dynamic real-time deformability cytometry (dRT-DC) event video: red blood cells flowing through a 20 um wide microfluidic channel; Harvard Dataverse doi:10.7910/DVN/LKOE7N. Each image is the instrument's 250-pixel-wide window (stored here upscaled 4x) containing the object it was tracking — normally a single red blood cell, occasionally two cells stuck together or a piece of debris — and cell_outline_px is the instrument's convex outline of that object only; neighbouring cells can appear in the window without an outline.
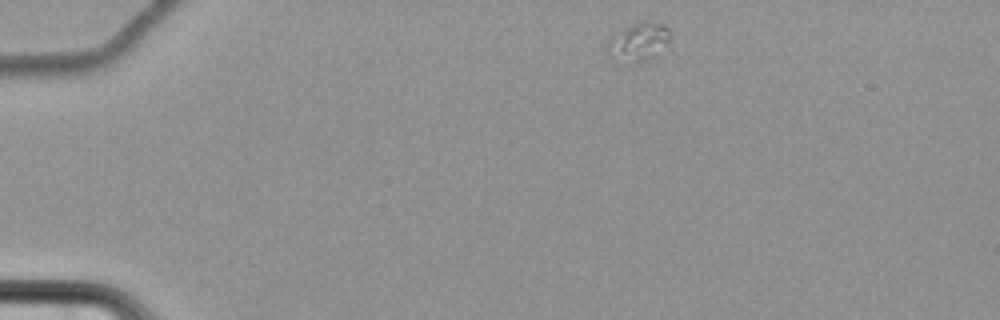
{"species": "common noctule bat (a hibernating species)", "species_latin": "Nyctalus noctula", "temperature_condition": "cold", "stored_images_in_passage": 50, "camera_frame_rate_fps": 3000, "um_per_image_px": 0.085, "animal": {"sex": "female", "body_mass_g": 22.7, "forearm_length_mm": 54.2}, "frame": {"image": 1, "passage_image": 1, "time_ms": 0.0, "image_size_px": [1000, 320], "cell_outline_px": [[668, 40], [648, 60], [612, 60], [608, 56], [604, 44], [608, 36], [616, 32], [636, 24], [648, 20], [664, 24], [668, 28]], "centroid_in_image_um": [54.14, 3.53], "position_along_channel_um": 30.9, "area_um2": 13.58}}
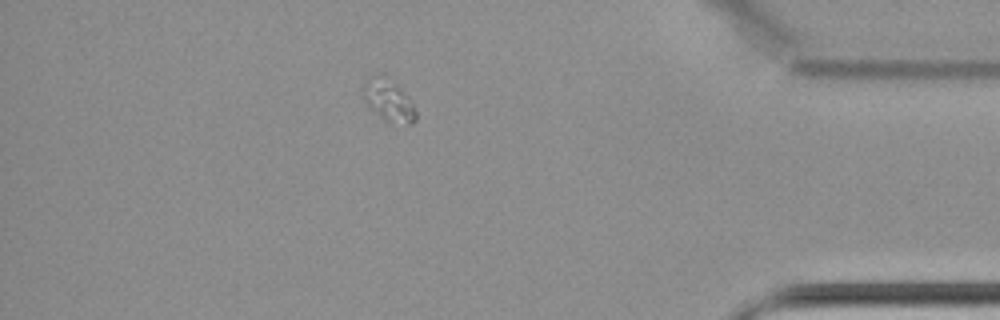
{"frame": {"image": 2, "passage_image": 43, "time_ms": 14.0, "image_size_px": [1000, 320], "cell_outline_px": [[416, 120], [412, 124], [388, 124], [364, 100], [360, 92], [368, 76], [384, 72], [412, 100], [416, 112]], "centroid_in_image_um": [33.02, 8.5], "position_along_channel_um": 402.2, "area_um2": 13.35}}